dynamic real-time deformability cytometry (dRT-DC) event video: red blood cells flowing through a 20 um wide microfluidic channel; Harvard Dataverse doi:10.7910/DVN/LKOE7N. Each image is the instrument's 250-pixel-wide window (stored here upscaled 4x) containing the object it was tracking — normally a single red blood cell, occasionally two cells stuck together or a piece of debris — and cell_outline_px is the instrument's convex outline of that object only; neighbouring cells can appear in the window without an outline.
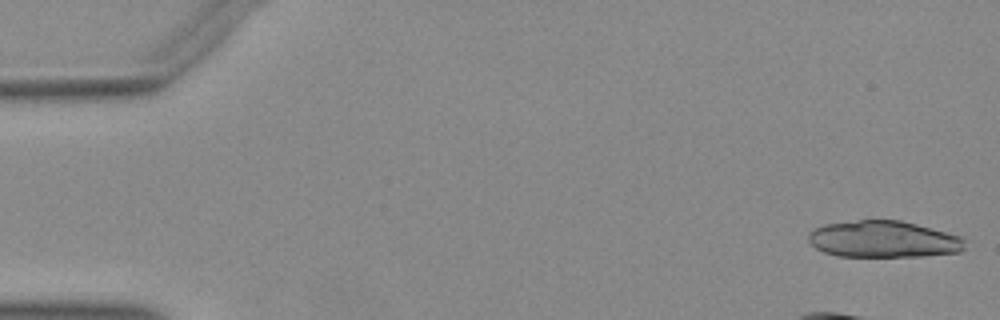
{"species": "Egyptian fruit bat (a non-hibernating species)", "species_latin": "Rousettus aegyptiacus", "temperature_condition": "warm", "stored_images_in_passage": 15, "camera_frame_rate_fps": 3000, "um_per_image_px": 0.085, "animal": {"sex": "female"}, "frame": {"image": 1, "passage_image": 1, "time_ms": 0.0, "image_size_px": [1000, 320], "cell_outline_px": [[964, 248], [960, 252], [924, 256], [836, 256], [824, 252], [816, 248], [808, 240], [808, 232], [824, 224], [860, 220], [900, 220], [916, 224], [960, 236], [964, 240]], "centroid_in_image_um": [75.07, 20.34], "position_along_channel_um": 9.9, "area_um2": 33.29}}